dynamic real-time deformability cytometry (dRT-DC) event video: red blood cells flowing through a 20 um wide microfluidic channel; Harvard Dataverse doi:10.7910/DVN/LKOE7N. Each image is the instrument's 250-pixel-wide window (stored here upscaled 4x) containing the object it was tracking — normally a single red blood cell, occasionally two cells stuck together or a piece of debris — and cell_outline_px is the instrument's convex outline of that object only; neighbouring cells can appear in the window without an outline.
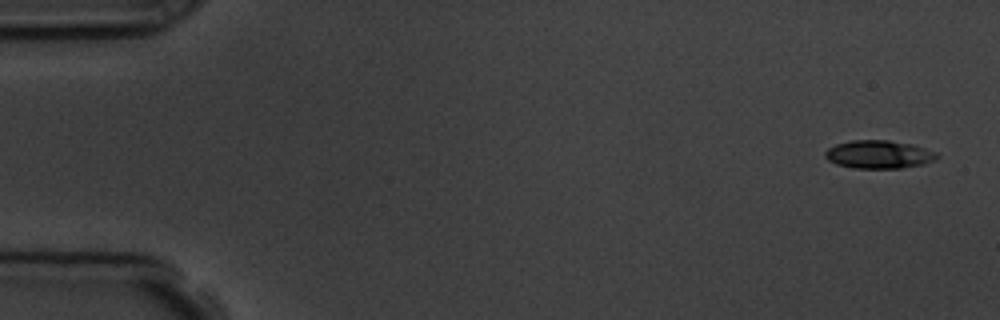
{"species": "common noctule bat (a hibernating species)", "species_latin": "Nyctalus noctula", "temperature_condition": "room temperature", "stored_images_in_passage": 6, "camera_frame_rate_fps": 3000, "um_per_image_px": 0.085, "animal": {"sex": "male", "body_mass_g": 19.5, "forearm_length_mm": 54.6}, "frame": {"image": 1, "passage_image": 1, "time_ms": 0.0, "image_size_px": [1000, 320], "cell_outline_px": [[940, 156], [936, 160], [924, 164], [900, 168], [852, 168], [836, 164], [828, 160], [824, 156], [824, 152], [828, 148], [836, 144], [852, 140], [888, 140], [912, 144], [936, 152]], "centroid_in_image_um": [74.7, 13.13], "position_along_channel_um": 10.3, "area_um2": 18.44}}
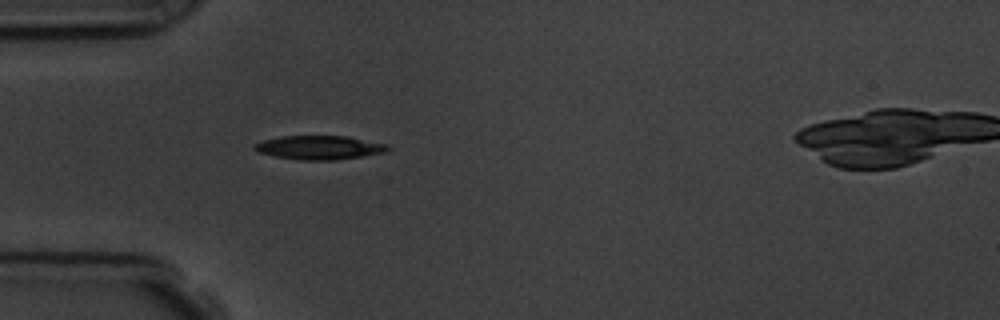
{"frame": {"image": 2, "passage_image": 5, "time_ms": 4.667, "image_size_px": [1000, 320], "cell_outline_px": [[392, 148], [388, 152], [336, 160], [300, 160], [276, 156], [260, 152], [252, 148], [252, 144], [264, 140], [280, 136], [348, 136], [388, 144]], "centroid_in_image_um": [27.2, 12.53], "position_along_channel_um": 57.8, "area_um2": 18.67}}